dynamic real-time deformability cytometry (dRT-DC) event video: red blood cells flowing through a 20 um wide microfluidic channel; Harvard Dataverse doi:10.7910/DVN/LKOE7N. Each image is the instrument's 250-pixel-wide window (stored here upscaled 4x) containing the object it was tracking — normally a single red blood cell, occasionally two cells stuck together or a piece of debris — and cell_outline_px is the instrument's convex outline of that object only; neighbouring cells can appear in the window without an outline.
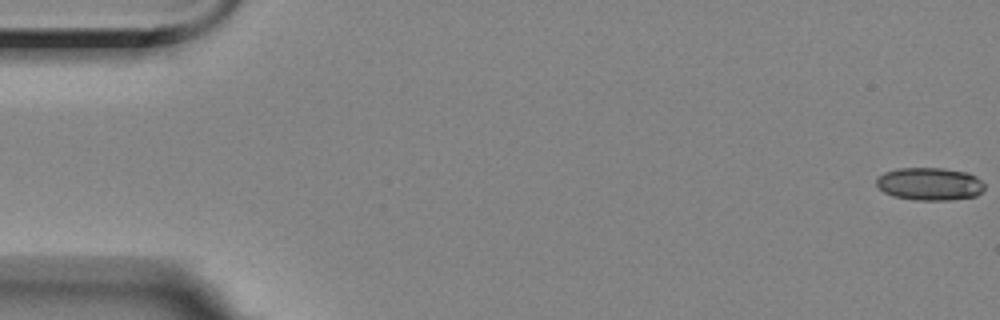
{"species": "Egyptian fruit bat (a non-hibernating species)", "species_latin": "Rousettus aegyptiacus", "temperature_condition": "room temperature", "stored_images_in_passage": 2, "camera_frame_rate_fps": 3000, "um_per_image_px": 0.085, "animal": {"sex": "female"}, "frame": {"image": 1, "passage_image": 2, "time_ms": 1.333, "image_size_px": [1000, 320], "cell_outline_px": [[984, 188], [976, 196], [948, 200], [916, 200], [892, 196], [884, 192], [876, 184], [876, 180], [884, 172], [900, 168], [944, 168], [968, 172], [976, 176], [984, 184]], "centroid_in_image_um": [79.03, 15.63], "position_along_channel_um": 6.0, "area_um2": 20.63}}